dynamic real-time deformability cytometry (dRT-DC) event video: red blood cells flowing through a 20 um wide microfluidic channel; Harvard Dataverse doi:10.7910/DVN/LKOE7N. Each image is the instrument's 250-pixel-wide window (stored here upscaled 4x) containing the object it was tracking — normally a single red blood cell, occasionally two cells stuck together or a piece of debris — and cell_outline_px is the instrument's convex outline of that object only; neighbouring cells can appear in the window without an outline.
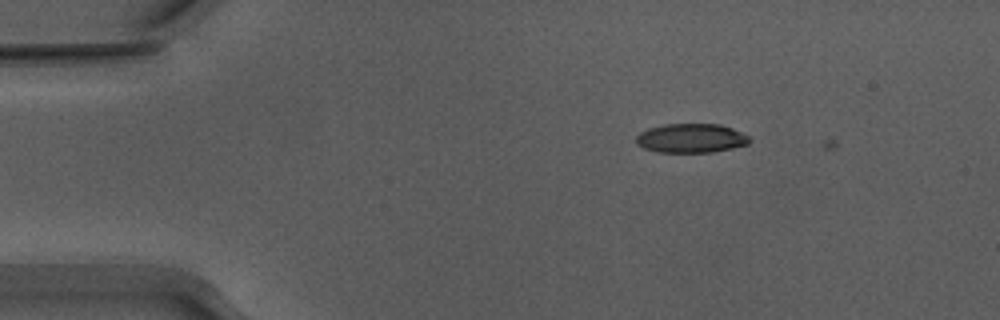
{"species": "Egyptian fruit bat (a non-hibernating species)", "species_latin": "Rousettus aegyptiacus", "temperature_condition": "warm", "stored_images_in_passage": 7, "camera_frame_rate_fps": 3000, "um_per_image_px": 0.085, "animal": {"sex": "male"}, "frame": {"image": 1, "passage_image": 6, "time_ms": 1.667, "image_size_px": [1000, 320], "cell_outline_px": [[752, 140], [748, 144], [732, 148], [712, 152], [656, 152], [644, 148], [636, 144], [636, 136], [640, 132], [648, 128], [664, 124], [720, 124], [732, 128], [748, 136]], "centroid_in_image_um": [58.72, 11.75], "position_along_channel_um": 26.3, "area_um2": 19.31}}